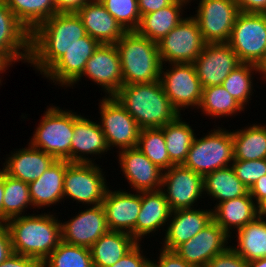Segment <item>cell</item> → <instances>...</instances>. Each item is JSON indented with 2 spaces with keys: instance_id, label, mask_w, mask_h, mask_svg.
Listing matches in <instances>:
<instances>
[{
  "instance_id": "10",
  "label": "cell",
  "mask_w": 266,
  "mask_h": 267,
  "mask_svg": "<svg viewBox=\"0 0 266 267\" xmlns=\"http://www.w3.org/2000/svg\"><path fill=\"white\" fill-rule=\"evenodd\" d=\"M100 169L94 163H70L64 175V196L94 206L102 204L108 188Z\"/></svg>"
},
{
  "instance_id": "9",
  "label": "cell",
  "mask_w": 266,
  "mask_h": 267,
  "mask_svg": "<svg viewBox=\"0 0 266 267\" xmlns=\"http://www.w3.org/2000/svg\"><path fill=\"white\" fill-rule=\"evenodd\" d=\"M196 16L204 42L228 43L239 8L234 0H201Z\"/></svg>"
},
{
  "instance_id": "39",
  "label": "cell",
  "mask_w": 266,
  "mask_h": 267,
  "mask_svg": "<svg viewBox=\"0 0 266 267\" xmlns=\"http://www.w3.org/2000/svg\"><path fill=\"white\" fill-rule=\"evenodd\" d=\"M42 267H94L90 249L63 241L41 263Z\"/></svg>"
},
{
  "instance_id": "30",
  "label": "cell",
  "mask_w": 266,
  "mask_h": 267,
  "mask_svg": "<svg viewBox=\"0 0 266 267\" xmlns=\"http://www.w3.org/2000/svg\"><path fill=\"white\" fill-rule=\"evenodd\" d=\"M186 3L182 0H175L167 7L143 15L136 32L143 37L158 42L183 20L180 9L182 10Z\"/></svg>"
},
{
  "instance_id": "36",
  "label": "cell",
  "mask_w": 266,
  "mask_h": 267,
  "mask_svg": "<svg viewBox=\"0 0 266 267\" xmlns=\"http://www.w3.org/2000/svg\"><path fill=\"white\" fill-rule=\"evenodd\" d=\"M31 204L29 184L4 172L3 223L21 216L25 207Z\"/></svg>"
},
{
  "instance_id": "26",
  "label": "cell",
  "mask_w": 266,
  "mask_h": 267,
  "mask_svg": "<svg viewBox=\"0 0 266 267\" xmlns=\"http://www.w3.org/2000/svg\"><path fill=\"white\" fill-rule=\"evenodd\" d=\"M69 164L67 160H55L38 179L29 183L33 206H50L64 198V175Z\"/></svg>"
},
{
  "instance_id": "28",
  "label": "cell",
  "mask_w": 266,
  "mask_h": 267,
  "mask_svg": "<svg viewBox=\"0 0 266 267\" xmlns=\"http://www.w3.org/2000/svg\"><path fill=\"white\" fill-rule=\"evenodd\" d=\"M213 220L230 236L231 227L237 231L257 217V205L249 194L223 201L212 211Z\"/></svg>"
},
{
  "instance_id": "23",
  "label": "cell",
  "mask_w": 266,
  "mask_h": 267,
  "mask_svg": "<svg viewBox=\"0 0 266 267\" xmlns=\"http://www.w3.org/2000/svg\"><path fill=\"white\" fill-rule=\"evenodd\" d=\"M174 215L165 233L162 249L173 251L182 243L193 238L212 220L211 210H196L193 208L178 209L171 212Z\"/></svg>"
},
{
  "instance_id": "11",
  "label": "cell",
  "mask_w": 266,
  "mask_h": 267,
  "mask_svg": "<svg viewBox=\"0 0 266 267\" xmlns=\"http://www.w3.org/2000/svg\"><path fill=\"white\" fill-rule=\"evenodd\" d=\"M100 125L109 148L118 146L121 150L137 147L140 128L134 118L114 96L101 100Z\"/></svg>"
},
{
  "instance_id": "47",
  "label": "cell",
  "mask_w": 266,
  "mask_h": 267,
  "mask_svg": "<svg viewBox=\"0 0 266 267\" xmlns=\"http://www.w3.org/2000/svg\"><path fill=\"white\" fill-rule=\"evenodd\" d=\"M13 253L11 236L6 223L0 222V264Z\"/></svg>"
},
{
  "instance_id": "50",
  "label": "cell",
  "mask_w": 266,
  "mask_h": 267,
  "mask_svg": "<svg viewBox=\"0 0 266 267\" xmlns=\"http://www.w3.org/2000/svg\"><path fill=\"white\" fill-rule=\"evenodd\" d=\"M90 0H54L57 13L77 12L85 3Z\"/></svg>"
},
{
  "instance_id": "29",
  "label": "cell",
  "mask_w": 266,
  "mask_h": 267,
  "mask_svg": "<svg viewBox=\"0 0 266 267\" xmlns=\"http://www.w3.org/2000/svg\"><path fill=\"white\" fill-rule=\"evenodd\" d=\"M137 243L129 233L109 230L89 248L93 266H112Z\"/></svg>"
},
{
  "instance_id": "14",
  "label": "cell",
  "mask_w": 266,
  "mask_h": 267,
  "mask_svg": "<svg viewBox=\"0 0 266 267\" xmlns=\"http://www.w3.org/2000/svg\"><path fill=\"white\" fill-rule=\"evenodd\" d=\"M163 191L172 211L192 208L204 191L203 176L183 165H173L162 177Z\"/></svg>"
},
{
  "instance_id": "35",
  "label": "cell",
  "mask_w": 266,
  "mask_h": 267,
  "mask_svg": "<svg viewBox=\"0 0 266 267\" xmlns=\"http://www.w3.org/2000/svg\"><path fill=\"white\" fill-rule=\"evenodd\" d=\"M163 129L168 156L174 165H183L194 139V130L180 116Z\"/></svg>"
},
{
  "instance_id": "46",
  "label": "cell",
  "mask_w": 266,
  "mask_h": 267,
  "mask_svg": "<svg viewBox=\"0 0 266 267\" xmlns=\"http://www.w3.org/2000/svg\"><path fill=\"white\" fill-rule=\"evenodd\" d=\"M0 267H42L41 263L32 257L11 253L9 257L0 264Z\"/></svg>"
},
{
  "instance_id": "2",
  "label": "cell",
  "mask_w": 266,
  "mask_h": 267,
  "mask_svg": "<svg viewBox=\"0 0 266 267\" xmlns=\"http://www.w3.org/2000/svg\"><path fill=\"white\" fill-rule=\"evenodd\" d=\"M113 96L140 129L161 128L181 115L166 96L160 80L123 85Z\"/></svg>"
},
{
  "instance_id": "16",
  "label": "cell",
  "mask_w": 266,
  "mask_h": 267,
  "mask_svg": "<svg viewBox=\"0 0 266 267\" xmlns=\"http://www.w3.org/2000/svg\"><path fill=\"white\" fill-rule=\"evenodd\" d=\"M83 75H87L101 85L109 96H113L123 86L121 62L115 44H100L86 62L82 75L74 83Z\"/></svg>"
},
{
  "instance_id": "37",
  "label": "cell",
  "mask_w": 266,
  "mask_h": 267,
  "mask_svg": "<svg viewBox=\"0 0 266 267\" xmlns=\"http://www.w3.org/2000/svg\"><path fill=\"white\" fill-rule=\"evenodd\" d=\"M137 148L162 170L174 165L168 156L162 128L141 129Z\"/></svg>"
},
{
  "instance_id": "51",
  "label": "cell",
  "mask_w": 266,
  "mask_h": 267,
  "mask_svg": "<svg viewBox=\"0 0 266 267\" xmlns=\"http://www.w3.org/2000/svg\"><path fill=\"white\" fill-rule=\"evenodd\" d=\"M249 194L257 204L266 197V175L261 176L249 189Z\"/></svg>"
},
{
  "instance_id": "44",
  "label": "cell",
  "mask_w": 266,
  "mask_h": 267,
  "mask_svg": "<svg viewBox=\"0 0 266 267\" xmlns=\"http://www.w3.org/2000/svg\"><path fill=\"white\" fill-rule=\"evenodd\" d=\"M139 242L129 250L119 261L109 267H151V261L140 253Z\"/></svg>"
},
{
  "instance_id": "1",
  "label": "cell",
  "mask_w": 266,
  "mask_h": 267,
  "mask_svg": "<svg viewBox=\"0 0 266 267\" xmlns=\"http://www.w3.org/2000/svg\"><path fill=\"white\" fill-rule=\"evenodd\" d=\"M86 35L76 12L56 13L31 32L29 63L45 73L78 39Z\"/></svg>"
},
{
  "instance_id": "40",
  "label": "cell",
  "mask_w": 266,
  "mask_h": 267,
  "mask_svg": "<svg viewBox=\"0 0 266 267\" xmlns=\"http://www.w3.org/2000/svg\"><path fill=\"white\" fill-rule=\"evenodd\" d=\"M254 70L259 72L257 65L241 63L222 83L224 89L243 107L252 95L251 72Z\"/></svg>"
},
{
  "instance_id": "38",
  "label": "cell",
  "mask_w": 266,
  "mask_h": 267,
  "mask_svg": "<svg viewBox=\"0 0 266 267\" xmlns=\"http://www.w3.org/2000/svg\"><path fill=\"white\" fill-rule=\"evenodd\" d=\"M199 108H202L205 114L219 117L229 116L244 109L222 85L203 88Z\"/></svg>"
},
{
  "instance_id": "7",
  "label": "cell",
  "mask_w": 266,
  "mask_h": 267,
  "mask_svg": "<svg viewBox=\"0 0 266 267\" xmlns=\"http://www.w3.org/2000/svg\"><path fill=\"white\" fill-rule=\"evenodd\" d=\"M228 44L242 63L258 65L266 53V14L240 11Z\"/></svg>"
},
{
  "instance_id": "24",
  "label": "cell",
  "mask_w": 266,
  "mask_h": 267,
  "mask_svg": "<svg viewBox=\"0 0 266 267\" xmlns=\"http://www.w3.org/2000/svg\"><path fill=\"white\" fill-rule=\"evenodd\" d=\"M109 149L100 124H96L75 113L71 141V163H92V160L85 158L83 155H97L107 152Z\"/></svg>"
},
{
  "instance_id": "20",
  "label": "cell",
  "mask_w": 266,
  "mask_h": 267,
  "mask_svg": "<svg viewBox=\"0 0 266 267\" xmlns=\"http://www.w3.org/2000/svg\"><path fill=\"white\" fill-rule=\"evenodd\" d=\"M100 43L88 34L70 47L45 73L47 78L61 85L72 86L82 75L86 62L94 54Z\"/></svg>"
},
{
  "instance_id": "53",
  "label": "cell",
  "mask_w": 266,
  "mask_h": 267,
  "mask_svg": "<svg viewBox=\"0 0 266 267\" xmlns=\"http://www.w3.org/2000/svg\"><path fill=\"white\" fill-rule=\"evenodd\" d=\"M12 62L13 61L2 50H0V73L5 71V68H7L8 65L12 64Z\"/></svg>"
},
{
  "instance_id": "41",
  "label": "cell",
  "mask_w": 266,
  "mask_h": 267,
  "mask_svg": "<svg viewBox=\"0 0 266 267\" xmlns=\"http://www.w3.org/2000/svg\"><path fill=\"white\" fill-rule=\"evenodd\" d=\"M126 32L136 31L141 15L138 0H99Z\"/></svg>"
},
{
  "instance_id": "4",
  "label": "cell",
  "mask_w": 266,
  "mask_h": 267,
  "mask_svg": "<svg viewBox=\"0 0 266 267\" xmlns=\"http://www.w3.org/2000/svg\"><path fill=\"white\" fill-rule=\"evenodd\" d=\"M123 85L157 82L161 77L163 64L158 44L136 31L126 32L117 43Z\"/></svg>"
},
{
  "instance_id": "17",
  "label": "cell",
  "mask_w": 266,
  "mask_h": 267,
  "mask_svg": "<svg viewBox=\"0 0 266 267\" xmlns=\"http://www.w3.org/2000/svg\"><path fill=\"white\" fill-rule=\"evenodd\" d=\"M64 223H61L62 241L87 248L109 231L102 204L81 211L75 218Z\"/></svg>"
},
{
  "instance_id": "18",
  "label": "cell",
  "mask_w": 266,
  "mask_h": 267,
  "mask_svg": "<svg viewBox=\"0 0 266 267\" xmlns=\"http://www.w3.org/2000/svg\"><path fill=\"white\" fill-rule=\"evenodd\" d=\"M102 206L110 231L129 233L136 240V222L141 208V192L131 194L125 191L107 189Z\"/></svg>"
},
{
  "instance_id": "12",
  "label": "cell",
  "mask_w": 266,
  "mask_h": 267,
  "mask_svg": "<svg viewBox=\"0 0 266 267\" xmlns=\"http://www.w3.org/2000/svg\"><path fill=\"white\" fill-rule=\"evenodd\" d=\"M171 65L172 69L166 72L161 69L160 81L166 96L179 113L183 107L196 105L199 109L203 87L193 63H171Z\"/></svg>"
},
{
  "instance_id": "15",
  "label": "cell",
  "mask_w": 266,
  "mask_h": 267,
  "mask_svg": "<svg viewBox=\"0 0 266 267\" xmlns=\"http://www.w3.org/2000/svg\"><path fill=\"white\" fill-rule=\"evenodd\" d=\"M229 237L230 236L212 220L193 238L182 243L173 251L187 263L195 267H205L212 258L229 248L226 246Z\"/></svg>"
},
{
  "instance_id": "42",
  "label": "cell",
  "mask_w": 266,
  "mask_h": 267,
  "mask_svg": "<svg viewBox=\"0 0 266 267\" xmlns=\"http://www.w3.org/2000/svg\"><path fill=\"white\" fill-rule=\"evenodd\" d=\"M232 165L236 176L250 189L263 175H266V159L234 160Z\"/></svg>"
},
{
  "instance_id": "21",
  "label": "cell",
  "mask_w": 266,
  "mask_h": 267,
  "mask_svg": "<svg viewBox=\"0 0 266 267\" xmlns=\"http://www.w3.org/2000/svg\"><path fill=\"white\" fill-rule=\"evenodd\" d=\"M76 13L86 33L100 44H115L126 33L99 0H90Z\"/></svg>"
},
{
  "instance_id": "22",
  "label": "cell",
  "mask_w": 266,
  "mask_h": 267,
  "mask_svg": "<svg viewBox=\"0 0 266 267\" xmlns=\"http://www.w3.org/2000/svg\"><path fill=\"white\" fill-rule=\"evenodd\" d=\"M30 37V31L17 19L5 1L0 0V50L13 62L20 59L29 62Z\"/></svg>"
},
{
  "instance_id": "34",
  "label": "cell",
  "mask_w": 266,
  "mask_h": 267,
  "mask_svg": "<svg viewBox=\"0 0 266 267\" xmlns=\"http://www.w3.org/2000/svg\"><path fill=\"white\" fill-rule=\"evenodd\" d=\"M7 7L30 33L41 23L55 15L54 0H4Z\"/></svg>"
},
{
  "instance_id": "32",
  "label": "cell",
  "mask_w": 266,
  "mask_h": 267,
  "mask_svg": "<svg viewBox=\"0 0 266 267\" xmlns=\"http://www.w3.org/2000/svg\"><path fill=\"white\" fill-rule=\"evenodd\" d=\"M238 245L232 249L247 262L266 258V221L256 217L237 231Z\"/></svg>"
},
{
  "instance_id": "27",
  "label": "cell",
  "mask_w": 266,
  "mask_h": 267,
  "mask_svg": "<svg viewBox=\"0 0 266 267\" xmlns=\"http://www.w3.org/2000/svg\"><path fill=\"white\" fill-rule=\"evenodd\" d=\"M163 190L141 192V208L136 222V241L163 226L171 215ZM140 239V240H139Z\"/></svg>"
},
{
  "instance_id": "55",
  "label": "cell",
  "mask_w": 266,
  "mask_h": 267,
  "mask_svg": "<svg viewBox=\"0 0 266 267\" xmlns=\"http://www.w3.org/2000/svg\"><path fill=\"white\" fill-rule=\"evenodd\" d=\"M247 267H266V258L249 261Z\"/></svg>"
},
{
  "instance_id": "52",
  "label": "cell",
  "mask_w": 266,
  "mask_h": 267,
  "mask_svg": "<svg viewBox=\"0 0 266 267\" xmlns=\"http://www.w3.org/2000/svg\"><path fill=\"white\" fill-rule=\"evenodd\" d=\"M4 171L0 170V222H3Z\"/></svg>"
},
{
  "instance_id": "13",
  "label": "cell",
  "mask_w": 266,
  "mask_h": 267,
  "mask_svg": "<svg viewBox=\"0 0 266 267\" xmlns=\"http://www.w3.org/2000/svg\"><path fill=\"white\" fill-rule=\"evenodd\" d=\"M242 62L228 43H207L193 63L203 88L222 85Z\"/></svg>"
},
{
  "instance_id": "3",
  "label": "cell",
  "mask_w": 266,
  "mask_h": 267,
  "mask_svg": "<svg viewBox=\"0 0 266 267\" xmlns=\"http://www.w3.org/2000/svg\"><path fill=\"white\" fill-rule=\"evenodd\" d=\"M14 253L42 263L62 241L61 223L50 214L19 216L6 222Z\"/></svg>"
},
{
  "instance_id": "56",
  "label": "cell",
  "mask_w": 266,
  "mask_h": 267,
  "mask_svg": "<svg viewBox=\"0 0 266 267\" xmlns=\"http://www.w3.org/2000/svg\"><path fill=\"white\" fill-rule=\"evenodd\" d=\"M257 67L259 68V72H261L266 78V53H265V56L263 58V60L257 65Z\"/></svg>"
},
{
  "instance_id": "6",
  "label": "cell",
  "mask_w": 266,
  "mask_h": 267,
  "mask_svg": "<svg viewBox=\"0 0 266 267\" xmlns=\"http://www.w3.org/2000/svg\"><path fill=\"white\" fill-rule=\"evenodd\" d=\"M234 161L232 132L214 129L203 138L194 137L183 166L203 177L217 169L228 167Z\"/></svg>"
},
{
  "instance_id": "48",
  "label": "cell",
  "mask_w": 266,
  "mask_h": 267,
  "mask_svg": "<svg viewBox=\"0 0 266 267\" xmlns=\"http://www.w3.org/2000/svg\"><path fill=\"white\" fill-rule=\"evenodd\" d=\"M175 0H138V9L141 17L148 13L156 12L161 8L171 5Z\"/></svg>"
},
{
  "instance_id": "31",
  "label": "cell",
  "mask_w": 266,
  "mask_h": 267,
  "mask_svg": "<svg viewBox=\"0 0 266 267\" xmlns=\"http://www.w3.org/2000/svg\"><path fill=\"white\" fill-rule=\"evenodd\" d=\"M204 191L211 195L219 203L241 197L249 192V189L236 176L232 166L217 169L203 177Z\"/></svg>"
},
{
  "instance_id": "45",
  "label": "cell",
  "mask_w": 266,
  "mask_h": 267,
  "mask_svg": "<svg viewBox=\"0 0 266 267\" xmlns=\"http://www.w3.org/2000/svg\"><path fill=\"white\" fill-rule=\"evenodd\" d=\"M157 263L151 261V267H195L179 257L174 251L165 249L161 250Z\"/></svg>"
},
{
  "instance_id": "54",
  "label": "cell",
  "mask_w": 266,
  "mask_h": 267,
  "mask_svg": "<svg viewBox=\"0 0 266 267\" xmlns=\"http://www.w3.org/2000/svg\"><path fill=\"white\" fill-rule=\"evenodd\" d=\"M266 216V197L257 204V217L263 219Z\"/></svg>"
},
{
  "instance_id": "43",
  "label": "cell",
  "mask_w": 266,
  "mask_h": 267,
  "mask_svg": "<svg viewBox=\"0 0 266 267\" xmlns=\"http://www.w3.org/2000/svg\"><path fill=\"white\" fill-rule=\"evenodd\" d=\"M248 262L229 246L223 253L212 258L205 267H247Z\"/></svg>"
},
{
  "instance_id": "49",
  "label": "cell",
  "mask_w": 266,
  "mask_h": 267,
  "mask_svg": "<svg viewBox=\"0 0 266 267\" xmlns=\"http://www.w3.org/2000/svg\"><path fill=\"white\" fill-rule=\"evenodd\" d=\"M241 12L266 14V0H234Z\"/></svg>"
},
{
  "instance_id": "25",
  "label": "cell",
  "mask_w": 266,
  "mask_h": 267,
  "mask_svg": "<svg viewBox=\"0 0 266 267\" xmlns=\"http://www.w3.org/2000/svg\"><path fill=\"white\" fill-rule=\"evenodd\" d=\"M2 170L9 176L30 183L38 179L56 160L52 155L33 147L20 149L8 157Z\"/></svg>"
},
{
  "instance_id": "8",
  "label": "cell",
  "mask_w": 266,
  "mask_h": 267,
  "mask_svg": "<svg viewBox=\"0 0 266 267\" xmlns=\"http://www.w3.org/2000/svg\"><path fill=\"white\" fill-rule=\"evenodd\" d=\"M159 56L171 63H194L206 44L197 21L184 18L174 29L157 42Z\"/></svg>"
},
{
  "instance_id": "33",
  "label": "cell",
  "mask_w": 266,
  "mask_h": 267,
  "mask_svg": "<svg viewBox=\"0 0 266 267\" xmlns=\"http://www.w3.org/2000/svg\"><path fill=\"white\" fill-rule=\"evenodd\" d=\"M234 160L266 159V126L253 125L232 132Z\"/></svg>"
},
{
  "instance_id": "5",
  "label": "cell",
  "mask_w": 266,
  "mask_h": 267,
  "mask_svg": "<svg viewBox=\"0 0 266 267\" xmlns=\"http://www.w3.org/2000/svg\"><path fill=\"white\" fill-rule=\"evenodd\" d=\"M59 109L51 107L46 110L30 143L56 160H67L71 163L74 114Z\"/></svg>"
},
{
  "instance_id": "19",
  "label": "cell",
  "mask_w": 266,
  "mask_h": 267,
  "mask_svg": "<svg viewBox=\"0 0 266 267\" xmlns=\"http://www.w3.org/2000/svg\"><path fill=\"white\" fill-rule=\"evenodd\" d=\"M119 153L121 169L136 193L162 189L163 170L137 147L124 149Z\"/></svg>"
}]
</instances>
